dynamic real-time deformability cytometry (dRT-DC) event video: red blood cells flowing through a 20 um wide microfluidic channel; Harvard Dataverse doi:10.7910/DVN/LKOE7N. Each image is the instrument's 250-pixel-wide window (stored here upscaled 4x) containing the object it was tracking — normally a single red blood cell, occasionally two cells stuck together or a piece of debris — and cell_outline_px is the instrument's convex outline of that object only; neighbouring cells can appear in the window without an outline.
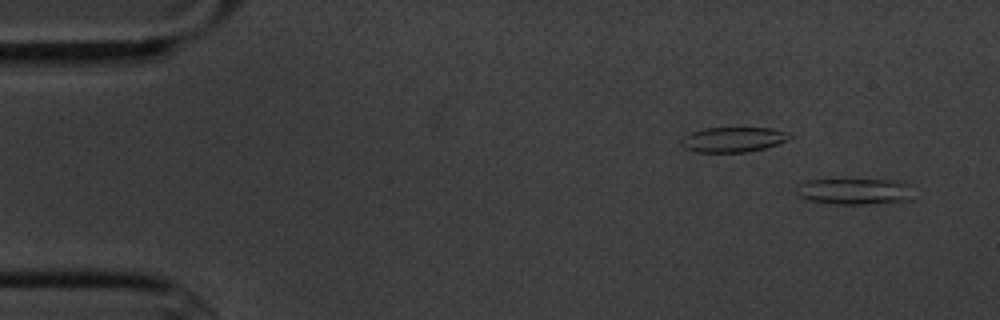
{"species": "common noctule bat (a hibernating species)", "species_latin": "Nyctalus noctula", "temperature_condition": "cold", "stored_images_in_passage": 5, "camera_frame_rate_fps": 3000, "um_per_image_px": 0.085, "animal": {"sex": "male", "body_mass_g": 20.1, "forearm_length_mm": 53.5}, "frame": {"image": 1, "passage_image": 1, "time_ms": 0.0, "image_size_px": [1000, 320], "cell_outline_px": [[912, 200], [876, 204], [836, 204], [808, 200], [800, 196], [796, 192], [796, 188], [800, 184], [808, 180], [832, 176], [904, 180], [908, 184]], "centroid_in_image_um": [72.63, 16.2], "position_along_channel_um": 12.4, "area_um2": 19.25}}
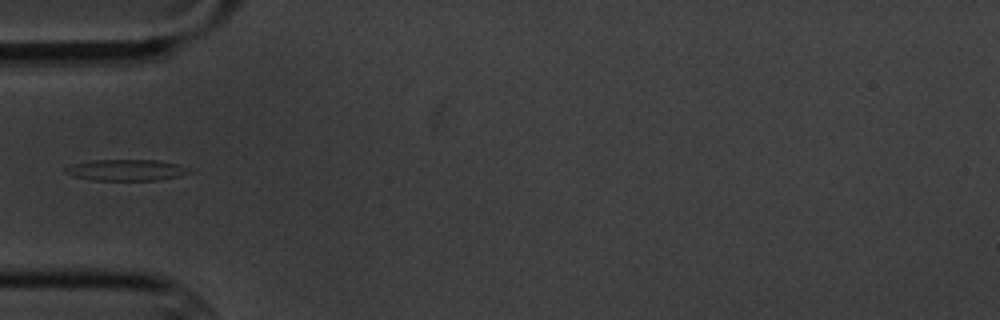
{"frame": {"image": 2, "passage_image": 5, "time_ms": 5.0, "image_size_px": [1000, 320], "cell_outline_px": [[192, 172], [180, 176], [156, 180], [92, 180], [72, 176], [64, 172], [64, 168], [72, 164], [92, 160], [160, 160], [176, 164]], "centroid_in_image_um": [10.67, 14.45], "position_along_channel_um": 74.3, "area_um2": 15.2}}